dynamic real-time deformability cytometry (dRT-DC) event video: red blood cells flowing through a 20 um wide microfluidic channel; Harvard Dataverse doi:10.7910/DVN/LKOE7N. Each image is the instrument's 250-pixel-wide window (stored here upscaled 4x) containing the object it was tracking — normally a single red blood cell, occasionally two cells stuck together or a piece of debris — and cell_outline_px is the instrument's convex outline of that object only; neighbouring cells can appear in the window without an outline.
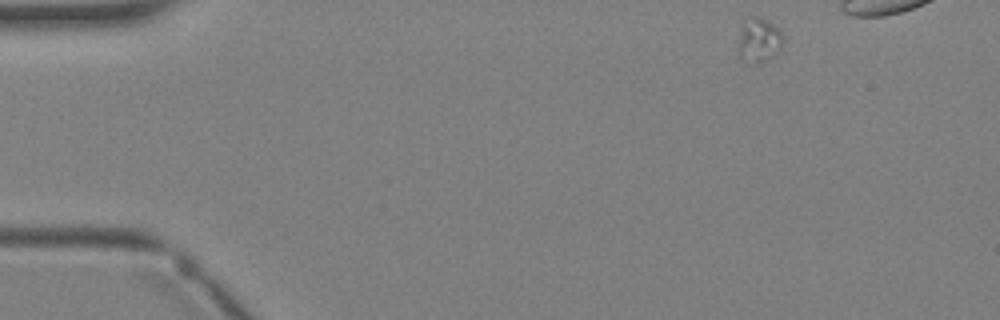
{"species": "Egyptian fruit bat (a non-hibernating species)", "species_latin": "Rousettus aegyptiacus", "temperature_condition": "warm", "stored_images_in_passage": 4, "segment_of_instrument_passage": [1, 2], "camera_frame_rate_fps": 3000, "um_per_image_px": 0.085, "animal": {"sex": "female"}, "frame": {"image": 1, "passage_image": 1, "time_ms": 0.0, "image_size_px": [1000, 320], "cell_outline_px": [[784, 44], [764, 64], [756, 64], [744, 60], [740, 56], [736, 48], [740, 24], [748, 16], [756, 16], [768, 20], [780, 32]], "centroid_in_image_um": [64.44, 3.41], "position_along_channel_um": 20.6, "area_um2": 12.02}}